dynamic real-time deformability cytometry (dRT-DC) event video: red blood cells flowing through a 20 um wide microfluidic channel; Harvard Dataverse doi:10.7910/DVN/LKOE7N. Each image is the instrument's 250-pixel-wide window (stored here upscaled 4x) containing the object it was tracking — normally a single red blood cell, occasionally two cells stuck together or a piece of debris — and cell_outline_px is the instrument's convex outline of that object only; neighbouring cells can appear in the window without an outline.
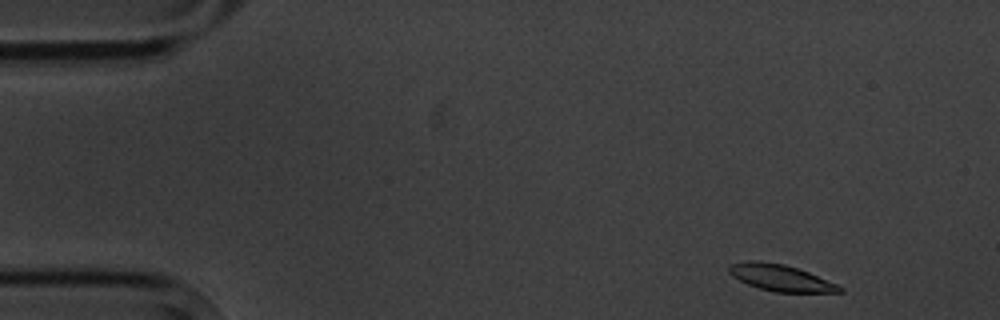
{"species": "common noctule bat (a hibernating species)", "species_latin": "Nyctalus noctula", "temperature_condition": "cold", "stored_images_in_passage": 4, "camera_frame_rate_fps": 3000, "um_per_image_px": 0.085, "animal": {"sex": "male", "body_mass_g": 20.1, "forearm_length_mm": 53.5}, "frame": {"image": 1, "passage_image": 1, "time_ms": 0.0, "image_size_px": [1000, 320], "cell_outline_px": [[844, 292], [776, 292], [760, 288], [748, 284], [732, 276], [728, 272], [728, 264], [748, 260], [756, 260], [784, 264], [808, 272], [836, 284], [844, 288]], "centroid_in_image_um": [66.31, 23.6], "position_along_channel_um": 18.7, "area_um2": 16.94}}
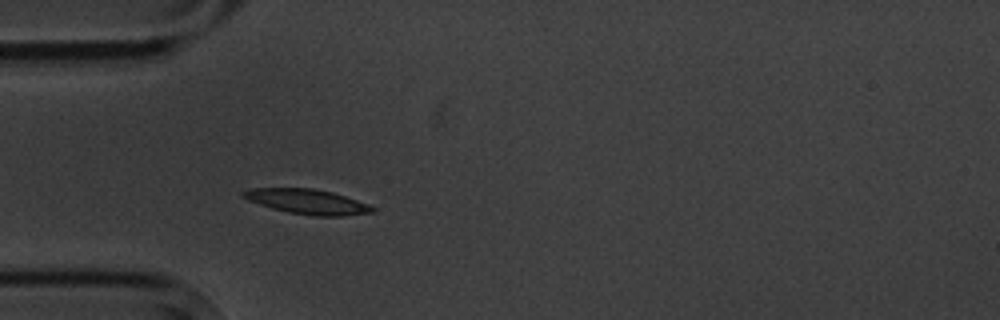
{"frame": {"image": 2, "passage_image": 4, "time_ms": 3.667, "image_size_px": [1000, 320], "cell_outline_px": [[376, 212], [340, 216], [316, 216], [288, 212], [272, 208], [248, 200], [240, 196], [240, 192], [252, 188], [312, 188], [332, 192], [368, 204], [376, 208]], "centroid_in_image_um": [26.11, 17.13], "position_along_channel_um": 58.9, "area_um2": 18.67}}